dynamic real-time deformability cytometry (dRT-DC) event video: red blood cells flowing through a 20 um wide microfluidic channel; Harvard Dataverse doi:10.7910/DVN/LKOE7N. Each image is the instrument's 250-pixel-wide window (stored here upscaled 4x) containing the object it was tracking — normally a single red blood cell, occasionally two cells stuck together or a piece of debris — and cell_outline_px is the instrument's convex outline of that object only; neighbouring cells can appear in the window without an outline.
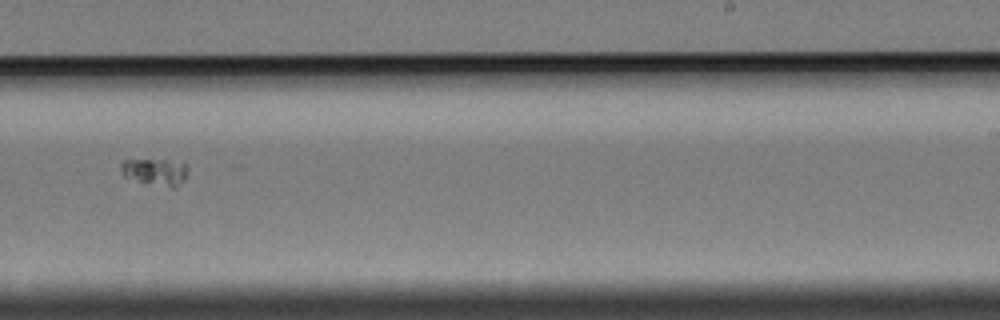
{"species": "Egyptian fruit bat (a non-hibernating species)", "species_latin": "Rousettus aegyptiacus", "temperature_condition": "cold", "stored_images_in_passage": 9, "segment_of_instrument_passage": [2, 2], "camera_frame_rate_fps": 3000, "um_per_image_px": 0.085, "animal": {"sex": "female"}, "frame": {"image": 1, "passage_image": 8, "time_ms": 9.333, "image_size_px": [1000, 320], "cell_outline_px": [[188, 168], [184, 180], [176, 188], [172, 188], [124, 176], [120, 172], [120, 164], [124, 160], [164, 160], [184, 164]], "centroid_in_image_um": [13.19, 14.6], "position_along_channel_um": 275.8, "area_um2": 10.12}}
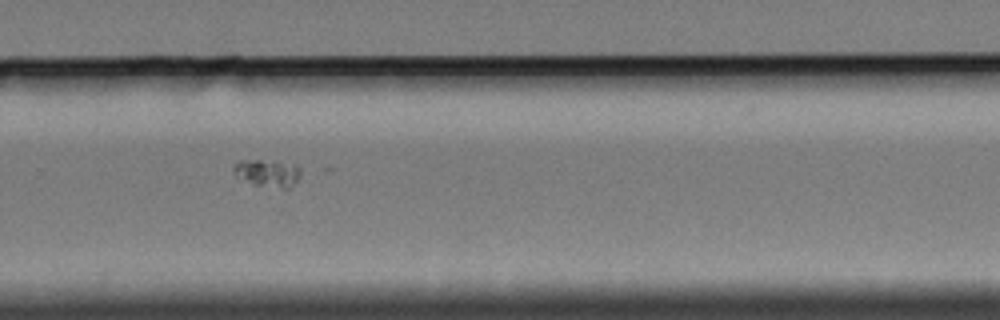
{"frame": {"image": 2, "passage_image": 9, "time_ms": 10.333, "image_size_px": [1000, 320], "cell_outline_px": [[300, 176], [288, 188], [284, 188], [256, 184], [236, 172], [232, 168], [232, 164], [240, 160], [260, 160], [296, 164], [300, 168]], "centroid_in_image_um": [22.79, 14.66], "position_along_channel_um": 307.0, "area_um2": 10.06}}